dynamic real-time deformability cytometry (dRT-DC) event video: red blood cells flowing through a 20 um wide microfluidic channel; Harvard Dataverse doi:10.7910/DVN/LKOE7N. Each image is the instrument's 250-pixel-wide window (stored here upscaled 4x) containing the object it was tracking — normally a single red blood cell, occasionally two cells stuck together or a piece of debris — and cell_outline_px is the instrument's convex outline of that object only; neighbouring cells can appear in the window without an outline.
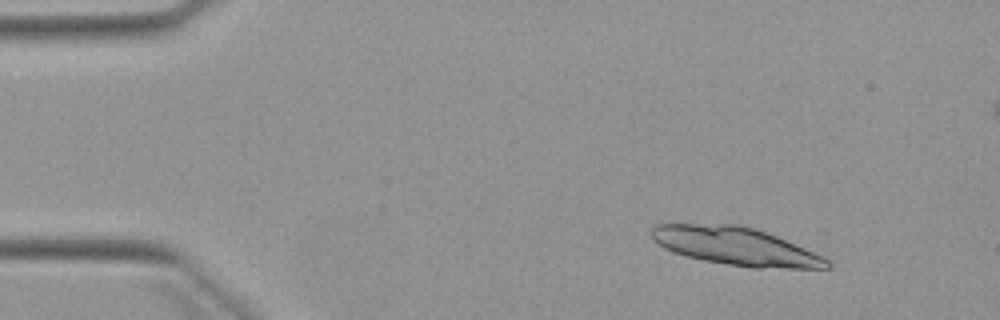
{"species": "Egyptian fruit bat (a non-hibernating species)", "species_latin": "Rousettus aegyptiacus", "temperature_condition": "warm", "stored_images_in_passage": 6, "camera_frame_rate_fps": 3000, "um_per_image_px": 0.085, "animal": {"sex": "female"}, "frame": {"image": 1, "passage_image": 2, "time_ms": 1.0, "image_size_px": [1000, 320], "cell_outline_px": [[832, 268], [752, 268], [704, 260], [672, 252], [664, 248], [652, 240], [648, 232], [652, 224], [740, 224], [756, 228], [776, 236], [824, 256], [832, 264]], "centroid_in_image_um": [62.49, 20.92], "position_along_channel_um": 22.5, "area_um2": 39.07}}
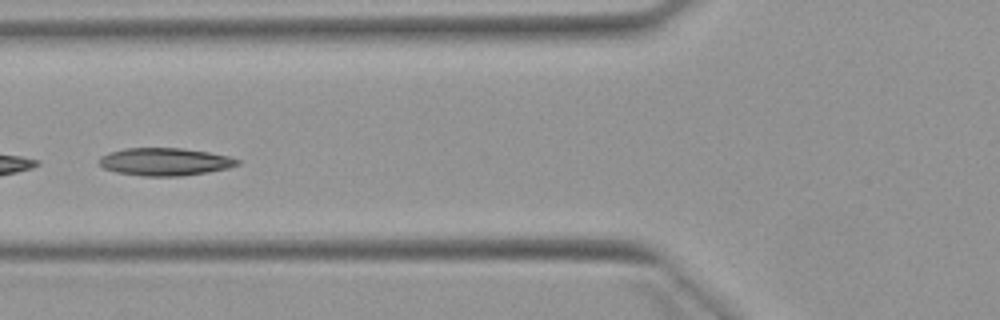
{"frame": {"image": 2, "passage_image": 6, "time_ms": 5.667, "image_size_px": [1000, 320], "cell_outline_px": [[240, 164], [228, 168], [208, 172], [180, 176], [144, 176], [116, 172], [104, 168], [100, 164], [100, 156], [108, 152], [124, 148], [184, 148], [208, 152], [228, 156], [240, 160]], "centroid_in_image_um": [14.02, 13.74], "position_along_channel_um": 111.8, "area_um2": 22.31}}